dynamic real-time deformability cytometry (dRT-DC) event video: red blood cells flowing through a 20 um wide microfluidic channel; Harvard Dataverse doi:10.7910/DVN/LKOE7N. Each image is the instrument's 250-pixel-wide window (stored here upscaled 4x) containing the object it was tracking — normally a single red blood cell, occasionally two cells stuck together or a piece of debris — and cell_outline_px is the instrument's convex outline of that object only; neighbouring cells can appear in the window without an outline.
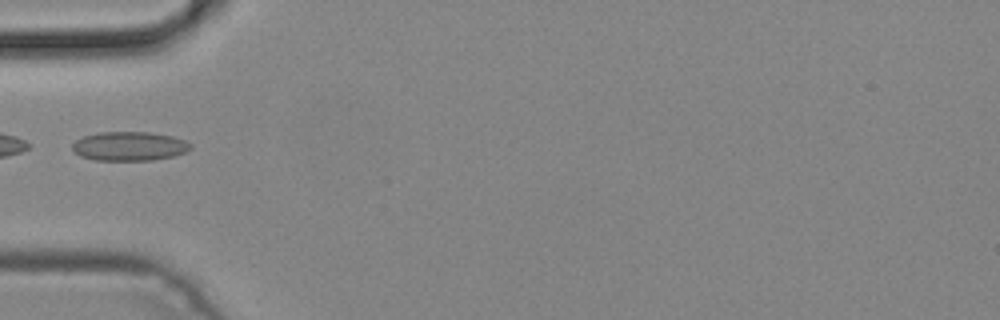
{"species": "common noctule bat (a hibernating species)", "species_latin": "Nyctalus noctula", "temperature_condition": "cold", "stored_images_in_passage": 1, "camera_frame_rate_fps": 3000, "um_per_image_px": 0.085, "animal": {"sex": "male", "body_mass_g": 19.2, "forearm_length_mm": 51.8}, "frame": {"image": 1, "passage_image": 1, "time_ms": 0.0, "image_size_px": [1000, 320], "cell_outline_px": [[192, 148], [184, 152], [172, 156], [152, 160], [96, 160], [80, 156], [72, 152], [72, 144], [76, 140], [84, 136], [96, 132], [148, 132], [172, 136], [184, 140], [192, 144]], "centroid_in_image_um": [10.96, 12.42], "position_along_channel_um": 74.0, "area_um2": 20.06}}